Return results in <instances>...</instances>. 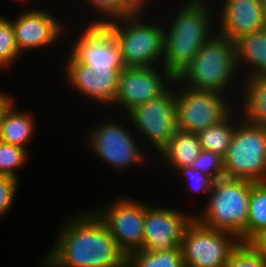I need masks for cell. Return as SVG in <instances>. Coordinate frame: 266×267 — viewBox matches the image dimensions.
I'll return each mask as SVG.
<instances>
[{
  "mask_svg": "<svg viewBox=\"0 0 266 267\" xmlns=\"http://www.w3.org/2000/svg\"><path fill=\"white\" fill-rule=\"evenodd\" d=\"M75 215L62 223L40 267H121L127 262L128 256L92 209Z\"/></svg>",
  "mask_w": 266,
  "mask_h": 267,
  "instance_id": "1",
  "label": "cell"
},
{
  "mask_svg": "<svg viewBox=\"0 0 266 267\" xmlns=\"http://www.w3.org/2000/svg\"><path fill=\"white\" fill-rule=\"evenodd\" d=\"M205 2L187 0L176 13L174 11L169 26L164 29V55L160 65L174 78L193 61L204 43L216 34L213 30L217 32L213 27L217 17L213 16V10L211 12Z\"/></svg>",
  "mask_w": 266,
  "mask_h": 267,
  "instance_id": "2",
  "label": "cell"
},
{
  "mask_svg": "<svg viewBox=\"0 0 266 267\" xmlns=\"http://www.w3.org/2000/svg\"><path fill=\"white\" fill-rule=\"evenodd\" d=\"M238 72L235 42L216 32L175 79L184 86L226 94Z\"/></svg>",
  "mask_w": 266,
  "mask_h": 267,
  "instance_id": "3",
  "label": "cell"
},
{
  "mask_svg": "<svg viewBox=\"0 0 266 267\" xmlns=\"http://www.w3.org/2000/svg\"><path fill=\"white\" fill-rule=\"evenodd\" d=\"M252 181L222 178L214 182L202 213L195 218L209 228L237 235L243 243L248 225Z\"/></svg>",
  "mask_w": 266,
  "mask_h": 267,
  "instance_id": "4",
  "label": "cell"
},
{
  "mask_svg": "<svg viewBox=\"0 0 266 267\" xmlns=\"http://www.w3.org/2000/svg\"><path fill=\"white\" fill-rule=\"evenodd\" d=\"M142 12L116 18L106 24L119 41L126 67L158 65L159 68H163L159 63L163 62L164 55V27L154 22H146Z\"/></svg>",
  "mask_w": 266,
  "mask_h": 267,
  "instance_id": "5",
  "label": "cell"
},
{
  "mask_svg": "<svg viewBox=\"0 0 266 267\" xmlns=\"http://www.w3.org/2000/svg\"><path fill=\"white\" fill-rule=\"evenodd\" d=\"M223 164L225 178L266 182V125L240 116Z\"/></svg>",
  "mask_w": 266,
  "mask_h": 267,
  "instance_id": "6",
  "label": "cell"
},
{
  "mask_svg": "<svg viewBox=\"0 0 266 267\" xmlns=\"http://www.w3.org/2000/svg\"><path fill=\"white\" fill-rule=\"evenodd\" d=\"M174 86L179 88L175 90L177 126L182 131L198 134L236 112L233 101L223 93L184 86L176 79Z\"/></svg>",
  "mask_w": 266,
  "mask_h": 267,
  "instance_id": "7",
  "label": "cell"
},
{
  "mask_svg": "<svg viewBox=\"0 0 266 267\" xmlns=\"http://www.w3.org/2000/svg\"><path fill=\"white\" fill-rule=\"evenodd\" d=\"M241 243L234 233L206 227L194 218L180 248L185 267H224Z\"/></svg>",
  "mask_w": 266,
  "mask_h": 267,
  "instance_id": "8",
  "label": "cell"
},
{
  "mask_svg": "<svg viewBox=\"0 0 266 267\" xmlns=\"http://www.w3.org/2000/svg\"><path fill=\"white\" fill-rule=\"evenodd\" d=\"M101 124V125H100ZM92 127L88 135V148L101 159L109 164L114 170H125L127 167L146 163V152L141 151L136 142L134 133L124 127V124L113 120L102 121V123ZM131 132V133H130ZM146 161V162H144Z\"/></svg>",
  "mask_w": 266,
  "mask_h": 267,
  "instance_id": "9",
  "label": "cell"
},
{
  "mask_svg": "<svg viewBox=\"0 0 266 267\" xmlns=\"http://www.w3.org/2000/svg\"><path fill=\"white\" fill-rule=\"evenodd\" d=\"M103 207L92 210L106 224L121 250L129 256L143 249L146 202L119 195ZM106 205V206H105Z\"/></svg>",
  "mask_w": 266,
  "mask_h": 267,
  "instance_id": "10",
  "label": "cell"
},
{
  "mask_svg": "<svg viewBox=\"0 0 266 267\" xmlns=\"http://www.w3.org/2000/svg\"><path fill=\"white\" fill-rule=\"evenodd\" d=\"M174 82L171 87L158 98L150 100L133 108L128 114V120L140 136L152 144L159 153L178 130L176 92ZM157 150V151H156Z\"/></svg>",
  "mask_w": 266,
  "mask_h": 267,
  "instance_id": "11",
  "label": "cell"
},
{
  "mask_svg": "<svg viewBox=\"0 0 266 267\" xmlns=\"http://www.w3.org/2000/svg\"><path fill=\"white\" fill-rule=\"evenodd\" d=\"M69 55V56H68ZM65 61V76L69 86L91 101L112 106L118 94L119 76L126 67L84 65L70 54Z\"/></svg>",
  "mask_w": 266,
  "mask_h": 267,
  "instance_id": "12",
  "label": "cell"
},
{
  "mask_svg": "<svg viewBox=\"0 0 266 267\" xmlns=\"http://www.w3.org/2000/svg\"><path fill=\"white\" fill-rule=\"evenodd\" d=\"M161 72V73H160ZM175 78L166 70L153 67H126L119 76L114 105L126 113L136 106L158 98L172 86Z\"/></svg>",
  "mask_w": 266,
  "mask_h": 267,
  "instance_id": "13",
  "label": "cell"
},
{
  "mask_svg": "<svg viewBox=\"0 0 266 267\" xmlns=\"http://www.w3.org/2000/svg\"><path fill=\"white\" fill-rule=\"evenodd\" d=\"M194 218L195 215L186 214L183 210L156 207L146 202L143 250L181 249L184 233Z\"/></svg>",
  "mask_w": 266,
  "mask_h": 267,
  "instance_id": "14",
  "label": "cell"
},
{
  "mask_svg": "<svg viewBox=\"0 0 266 267\" xmlns=\"http://www.w3.org/2000/svg\"><path fill=\"white\" fill-rule=\"evenodd\" d=\"M69 54L79 63L101 67H126L116 35L106 23L89 22L79 37H74Z\"/></svg>",
  "mask_w": 266,
  "mask_h": 267,
  "instance_id": "15",
  "label": "cell"
},
{
  "mask_svg": "<svg viewBox=\"0 0 266 267\" xmlns=\"http://www.w3.org/2000/svg\"><path fill=\"white\" fill-rule=\"evenodd\" d=\"M12 20L16 43L21 53L50 47L66 31L65 25L48 9H25Z\"/></svg>",
  "mask_w": 266,
  "mask_h": 267,
  "instance_id": "16",
  "label": "cell"
},
{
  "mask_svg": "<svg viewBox=\"0 0 266 267\" xmlns=\"http://www.w3.org/2000/svg\"><path fill=\"white\" fill-rule=\"evenodd\" d=\"M217 33L235 41L239 37L266 28L260 0H223Z\"/></svg>",
  "mask_w": 266,
  "mask_h": 267,
  "instance_id": "17",
  "label": "cell"
},
{
  "mask_svg": "<svg viewBox=\"0 0 266 267\" xmlns=\"http://www.w3.org/2000/svg\"><path fill=\"white\" fill-rule=\"evenodd\" d=\"M234 42L238 69L247 67L248 75L244 78L266 75V28L245 34Z\"/></svg>",
  "mask_w": 266,
  "mask_h": 267,
  "instance_id": "18",
  "label": "cell"
},
{
  "mask_svg": "<svg viewBox=\"0 0 266 267\" xmlns=\"http://www.w3.org/2000/svg\"><path fill=\"white\" fill-rule=\"evenodd\" d=\"M201 144L197 134L177 130L169 143L158 153L163 162L173 171L190 167L201 152Z\"/></svg>",
  "mask_w": 266,
  "mask_h": 267,
  "instance_id": "19",
  "label": "cell"
},
{
  "mask_svg": "<svg viewBox=\"0 0 266 267\" xmlns=\"http://www.w3.org/2000/svg\"><path fill=\"white\" fill-rule=\"evenodd\" d=\"M242 85L243 111L238 113L248 122L266 125V75L245 78Z\"/></svg>",
  "mask_w": 266,
  "mask_h": 267,
  "instance_id": "20",
  "label": "cell"
},
{
  "mask_svg": "<svg viewBox=\"0 0 266 267\" xmlns=\"http://www.w3.org/2000/svg\"><path fill=\"white\" fill-rule=\"evenodd\" d=\"M14 107L15 104L4 115L0 126V140L26 149V145L35 135L36 121L31 113L17 111Z\"/></svg>",
  "mask_w": 266,
  "mask_h": 267,
  "instance_id": "21",
  "label": "cell"
},
{
  "mask_svg": "<svg viewBox=\"0 0 266 267\" xmlns=\"http://www.w3.org/2000/svg\"><path fill=\"white\" fill-rule=\"evenodd\" d=\"M236 115L237 112L234 113L232 111L220 123L210 126L207 129L199 132L197 136L201 144V149L215 152L220 157L224 158L227 154L233 133L236 128V124L239 120L238 116ZM235 117H237V120L235 119ZM234 120L236 121L234 122Z\"/></svg>",
  "mask_w": 266,
  "mask_h": 267,
  "instance_id": "22",
  "label": "cell"
},
{
  "mask_svg": "<svg viewBox=\"0 0 266 267\" xmlns=\"http://www.w3.org/2000/svg\"><path fill=\"white\" fill-rule=\"evenodd\" d=\"M86 4H89L95 11H97L100 17L91 23H106L110 20L120 18L123 16H129L136 14L140 11H145V7H148L150 0H84Z\"/></svg>",
  "mask_w": 266,
  "mask_h": 267,
  "instance_id": "23",
  "label": "cell"
},
{
  "mask_svg": "<svg viewBox=\"0 0 266 267\" xmlns=\"http://www.w3.org/2000/svg\"><path fill=\"white\" fill-rule=\"evenodd\" d=\"M264 229H266V182L252 181L248 225L243 231V243H249Z\"/></svg>",
  "mask_w": 266,
  "mask_h": 267,
  "instance_id": "24",
  "label": "cell"
},
{
  "mask_svg": "<svg viewBox=\"0 0 266 267\" xmlns=\"http://www.w3.org/2000/svg\"><path fill=\"white\" fill-rule=\"evenodd\" d=\"M132 267H185L181 249L163 251L139 250L128 256Z\"/></svg>",
  "mask_w": 266,
  "mask_h": 267,
  "instance_id": "25",
  "label": "cell"
},
{
  "mask_svg": "<svg viewBox=\"0 0 266 267\" xmlns=\"http://www.w3.org/2000/svg\"><path fill=\"white\" fill-rule=\"evenodd\" d=\"M20 55L23 54L16 43L12 20L0 15V70L11 68Z\"/></svg>",
  "mask_w": 266,
  "mask_h": 267,
  "instance_id": "26",
  "label": "cell"
},
{
  "mask_svg": "<svg viewBox=\"0 0 266 267\" xmlns=\"http://www.w3.org/2000/svg\"><path fill=\"white\" fill-rule=\"evenodd\" d=\"M27 151L20 146L0 140V175L18 179L16 170L28 161L29 153Z\"/></svg>",
  "mask_w": 266,
  "mask_h": 267,
  "instance_id": "27",
  "label": "cell"
},
{
  "mask_svg": "<svg viewBox=\"0 0 266 267\" xmlns=\"http://www.w3.org/2000/svg\"><path fill=\"white\" fill-rule=\"evenodd\" d=\"M224 267H266V257L249 243H241Z\"/></svg>",
  "mask_w": 266,
  "mask_h": 267,
  "instance_id": "28",
  "label": "cell"
},
{
  "mask_svg": "<svg viewBox=\"0 0 266 267\" xmlns=\"http://www.w3.org/2000/svg\"><path fill=\"white\" fill-rule=\"evenodd\" d=\"M190 167L203 172L214 181L225 177L223 158L215 152L201 150L198 158Z\"/></svg>",
  "mask_w": 266,
  "mask_h": 267,
  "instance_id": "29",
  "label": "cell"
},
{
  "mask_svg": "<svg viewBox=\"0 0 266 267\" xmlns=\"http://www.w3.org/2000/svg\"><path fill=\"white\" fill-rule=\"evenodd\" d=\"M174 173H176V175L180 174L179 176H182L183 179L185 178L187 181L186 183H188L186 189H190L194 191V193L197 192L200 194L202 192L208 194L212 191L215 181L201 171L191 167H183L179 168Z\"/></svg>",
  "mask_w": 266,
  "mask_h": 267,
  "instance_id": "30",
  "label": "cell"
},
{
  "mask_svg": "<svg viewBox=\"0 0 266 267\" xmlns=\"http://www.w3.org/2000/svg\"><path fill=\"white\" fill-rule=\"evenodd\" d=\"M18 180L11 176L0 175V217L11 210L17 193L16 190L19 189Z\"/></svg>",
  "mask_w": 266,
  "mask_h": 267,
  "instance_id": "31",
  "label": "cell"
},
{
  "mask_svg": "<svg viewBox=\"0 0 266 267\" xmlns=\"http://www.w3.org/2000/svg\"><path fill=\"white\" fill-rule=\"evenodd\" d=\"M249 244L260 254L266 257V229L258 233Z\"/></svg>",
  "mask_w": 266,
  "mask_h": 267,
  "instance_id": "32",
  "label": "cell"
},
{
  "mask_svg": "<svg viewBox=\"0 0 266 267\" xmlns=\"http://www.w3.org/2000/svg\"><path fill=\"white\" fill-rule=\"evenodd\" d=\"M13 104H14V101L11 98V96L0 91V126L3 122L5 113L9 110V108Z\"/></svg>",
  "mask_w": 266,
  "mask_h": 267,
  "instance_id": "33",
  "label": "cell"
},
{
  "mask_svg": "<svg viewBox=\"0 0 266 267\" xmlns=\"http://www.w3.org/2000/svg\"><path fill=\"white\" fill-rule=\"evenodd\" d=\"M260 3H261V6L263 8L264 15H265V18H266V0H260Z\"/></svg>",
  "mask_w": 266,
  "mask_h": 267,
  "instance_id": "34",
  "label": "cell"
},
{
  "mask_svg": "<svg viewBox=\"0 0 266 267\" xmlns=\"http://www.w3.org/2000/svg\"><path fill=\"white\" fill-rule=\"evenodd\" d=\"M121 267H132L129 263H128V261L123 265V266H121Z\"/></svg>",
  "mask_w": 266,
  "mask_h": 267,
  "instance_id": "35",
  "label": "cell"
},
{
  "mask_svg": "<svg viewBox=\"0 0 266 267\" xmlns=\"http://www.w3.org/2000/svg\"><path fill=\"white\" fill-rule=\"evenodd\" d=\"M17 2H19L20 3V1H21V3L22 2H25V1H27V0H16Z\"/></svg>",
  "mask_w": 266,
  "mask_h": 267,
  "instance_id": "36",
  "label": "cell"
}]
</instances>
